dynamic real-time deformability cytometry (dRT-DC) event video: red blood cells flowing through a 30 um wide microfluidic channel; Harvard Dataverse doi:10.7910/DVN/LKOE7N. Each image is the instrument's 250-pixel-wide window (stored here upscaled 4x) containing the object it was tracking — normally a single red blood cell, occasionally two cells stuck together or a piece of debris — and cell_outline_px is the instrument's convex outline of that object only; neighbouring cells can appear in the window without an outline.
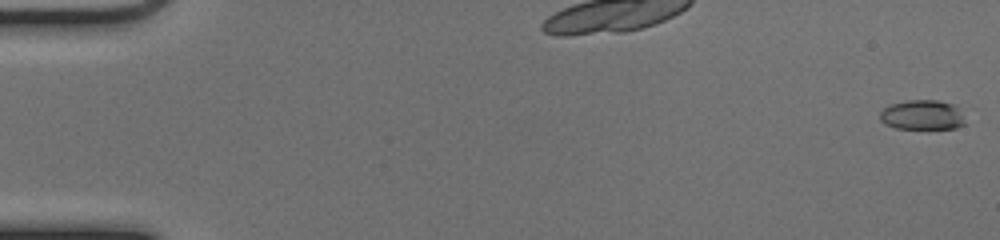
{"species": "common noctule bat (a hibernating species)", "species_latin": "Nyctalus noctula", "temperature_condition": "cold", "stored_images_in_passage": 53, "camera_frame_rate_fps": 3000, "um_per_image_px": 0.085, "animal": {"sex": "female", "body_mass_g": 17.0, "forearm_length_mm": 48.0}, "frame": {"image": 1, "passage_image": 1, "time_ms": 0.0, "image_size_px": [1000, 240], "cell_outline_px": [[964, 124], [956, 128], [896, 128], [884, 124], [880, 120], [880, 112], [884, 108], [892, 104], [908, 100], [936, 100], [956, 104]], "centroid_in_image_um": [78.36, 9.76], "position_along_channel_um": 6.6, "area_um2": 14.57}}
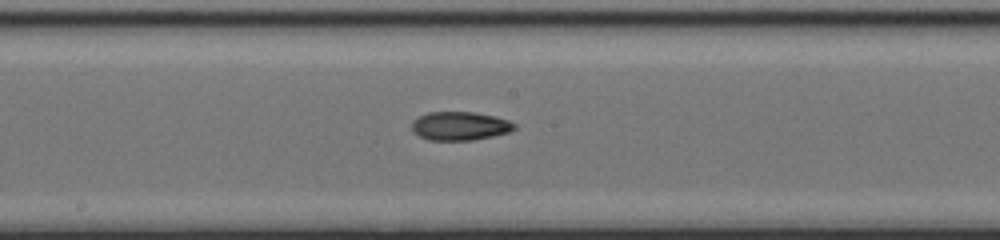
{"frame": {"image": 2, "passage_image": 29, "time_ms": 9.333, "image_size_px": [1000, 240], "cell_outline_px": [[516, 128], [508, 132], [492, 136], [472, 140], [428, 140], [412, 132], [412, 120], [428, 112], [472, 112], [496, 116], [508, 120], [516, 124]], "centroid_in_image_um": [39.08, 10.7], "position_along_channel_um": 209.1, "area_um2": 17.11}}
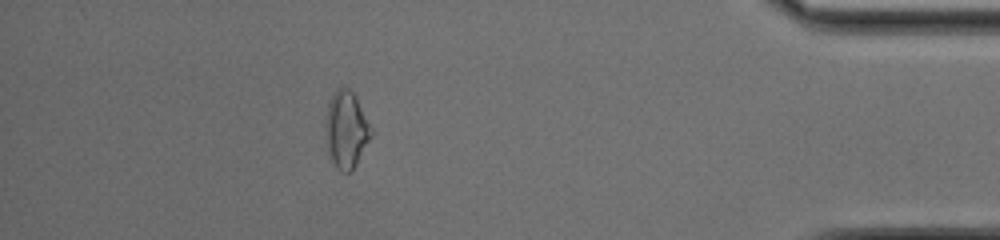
{"frame": {"image": 3, "passage_image": 47, "time_ms": 15.333, "image_size_px": [1000, 240], "cell_outline_px": [[372, 136], [352, 172], [340, 172], [332, 164], [328, 156], [328, 100], [336, 88], [340, 84], [348, 88], [356, 96], [372, 128]], "centroid_in_image_um": [29.46, 11.02], "position_along_channel_um": 405.7, "area_um2": 20.35}}